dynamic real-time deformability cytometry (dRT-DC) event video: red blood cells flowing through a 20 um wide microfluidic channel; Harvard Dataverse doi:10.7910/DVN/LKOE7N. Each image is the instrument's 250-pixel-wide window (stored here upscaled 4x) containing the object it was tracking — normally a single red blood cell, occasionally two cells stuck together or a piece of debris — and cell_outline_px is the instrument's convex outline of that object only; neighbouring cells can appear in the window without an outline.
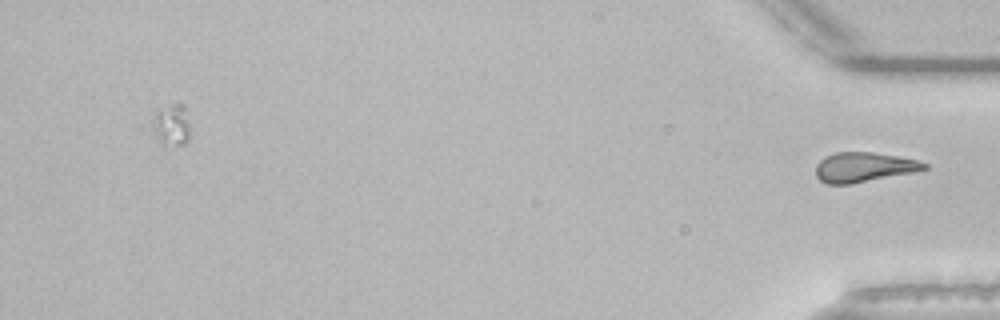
{"species": "common noctule bat (a hibernating species)", "species_latin": "Nyctalus noctula", "temperature_condition": "room temperature", "stored_images_in_passage": 39, "camera_frame_rate_fps": 3000, "um_per_image_px": 0.085, "animal": {"sex": "male", "body_mass_g": 21.5, "forearm_length_mm": 52.0}, "frame": {"image": 1, "passage_image": 39, "time_ms": 12.667, "image_size_px": [1000, 320], "cell_outline_px": [[928, 168], [912, 172], [852, 184], [828, 184], [820, 180], [816, 176], [816, 164], [824, 156], [836, 152], [872, 152], [896, 156], [916, 160], [928, 164]], "centroid_in_image_um": [73.38, 14.21], "position_along_channel_um": 361.8, "area_um2": 18.67}}